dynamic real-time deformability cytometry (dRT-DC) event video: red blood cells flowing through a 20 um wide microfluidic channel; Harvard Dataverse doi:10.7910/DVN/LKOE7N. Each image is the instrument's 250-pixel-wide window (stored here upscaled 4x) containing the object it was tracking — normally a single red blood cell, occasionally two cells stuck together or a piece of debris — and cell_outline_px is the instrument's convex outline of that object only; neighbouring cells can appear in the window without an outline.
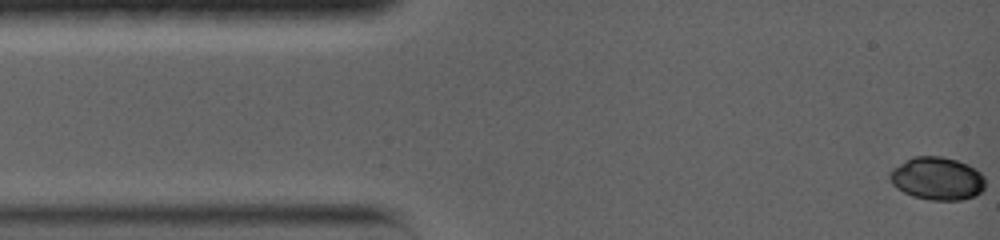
{"species": "common noctule bat (a hibernating species)", "species_latin": "Nyctalus noctula", "temperature_condition": "warm", "stored_images_in_passage": 57, "camera_frame_rate_fps": 5000, "um_per_image_px": 0.085, "animal": {"sex": "female", "body_mass_g": 19.0, "forearm_length_mm": 56.7}, "frame": {"image": 1, "passage_image": 1, "time_ms": 0.0, "image_size_px": [1000, 240], "cell_outline_px": [[984, 188], [976, 196], [960, 200], [928, 200], [912, 196], [896, 188], [888, 180], [888, 172], [892, 168], [912, 156], [940, 156], [956, 160], [968, 164], [976, 168], [984, 176]], "centroid_in_image_um": [79.63, 15.17], "position_along_channel_um": 5.4, "area_um2": 24.22}}
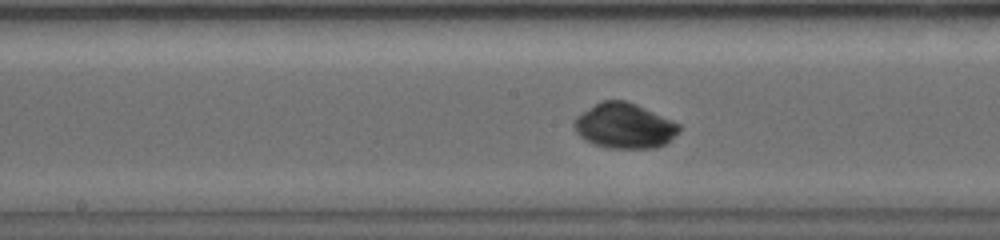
{"frame": {"image": 2, "passage_image": 28, "time_ms": 7.4, "image_size_px": [1000, 240], "cell_outline_px": [[680, 132], [664, 144], [656, 148], [608, 148], [592, 144], [584, 140], [576, 132], [572, 124], [576, 116], [600, 100], [624, 100], [636, 104], [672, 120], [680, 124]], "centroid_in_image_um": [53.05, 10.7], "position_along_channel_um": 195.2, "area_um2": 27.8}}
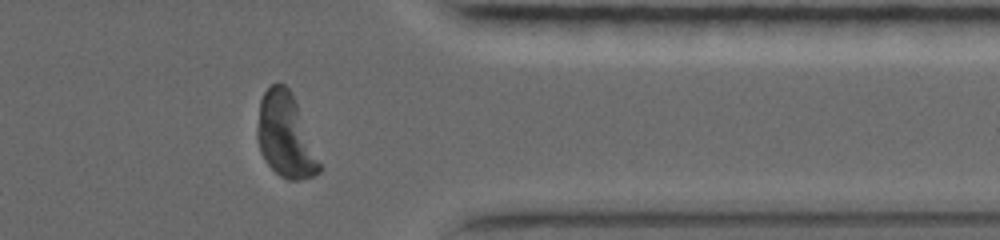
{"frame": {"image": 3, "passage_image": 57, "time_ms": 12.8, "image_size_px": [1000, 240], "cell_outline_px": [[324, 168], [320, 172], [312, 176], [300, 180], [288, 180], [280, 176], [264, 160], [260, 152], [256, 140], [256, 128], [260, 100], [264, 92], [276, 80], [284, 84], [292, 92]], "centroid_in_image_um": [24.27, 11.52], "position_along_channel_um": 387.1, "area_um2": 31.04}, "authors_computed_cell_mechanics": {"area_um2": 26.8192, "velocity_mm_per_s": 3.6965, "shape_relaxation_time_tau1_ms": 3.2777, "shape_relaxation_time_tau2_ms": null, "deformation_change_tau1": 0.1786, "deformation_change_tau2": null}}